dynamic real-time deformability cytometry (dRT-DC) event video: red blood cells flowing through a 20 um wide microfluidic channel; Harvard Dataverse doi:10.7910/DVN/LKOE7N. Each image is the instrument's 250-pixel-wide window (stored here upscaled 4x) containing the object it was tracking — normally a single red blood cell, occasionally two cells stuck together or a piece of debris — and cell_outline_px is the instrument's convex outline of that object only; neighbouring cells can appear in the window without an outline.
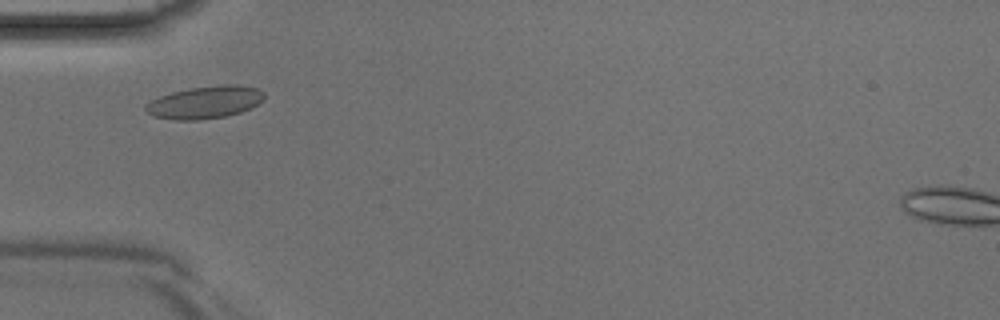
{"species": "Egyptian fruit bat (a non-hibernating species)", "species_latin": "Rousettus aegyptiacus", "temperature_condition": "room temperature", "stored_images_in_passage": 36, "camera_frame_rate_fps": 3000, "um_per_image_px": 0.085, "animal": {"sex": "male"}, "frame": {"image": 1, "passage_image": 6, "time_ms": 1.667, "image_size_px": [1000, 320], "cell_outline_px": [[264, 100], [240, 112], [224, 116], [196, 120], [172, 120], [156, 116], [144, 112], [144, 108], [152, 100], [160, 96], [172, 92], [192, 88], [224, 84], [236, 84], [256, 88], [264, 92]], "centroid_in_image_um": [17.41, 8.69], "position_along_channel_um": 67.6, "area_um2": 22.14}}
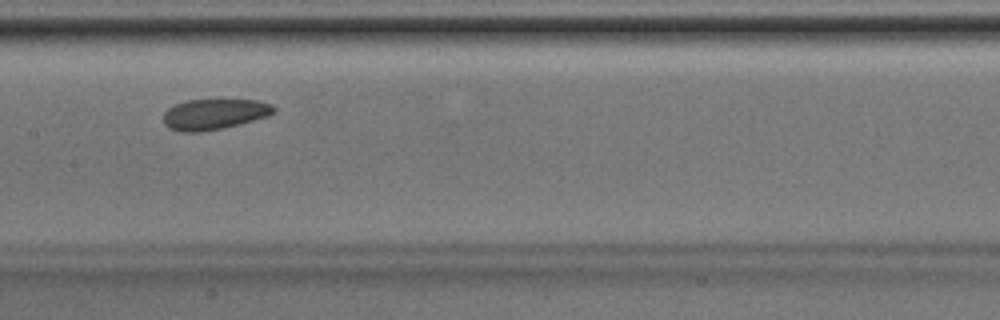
{"frame": {"image": 2, "passage_image": 14, "time_ms": 4.333, "image_size_px": [1000, 320], "cell_outline_px": [[276, 112], [268, 116], [240, 124], [224, 128], [200, 132], [180, 132], [168, 128], [164, 124], [164, 112], [168, 108], [176, 104], [188, 100], [256, 100], [272, 104], [276, 108]], "centroid_in_image_um": [18.22, 9.71], "position_along_channel_um": 189.2, "area_um2": 19.83}}
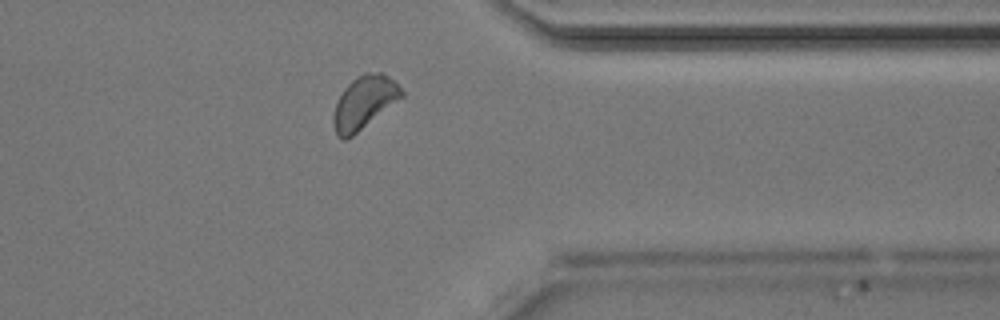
{"frame": {"image": 3, "passage_image": 27, "time_ms": 8.667, "image_size_px": [1000, 320], "cell_outline_px": [[404, 96], [352, 136], [344, 140], [336, 132], [332, 124], [332, 116], [336, 104], [344, 88], [352, 80], [364, 72], [380, 72], [388, 76], [404, 92]], "centroid_in_image_um": [30.94, 8.7], "position_along_channel_um": 380.5, "area_um2": 20.63}}